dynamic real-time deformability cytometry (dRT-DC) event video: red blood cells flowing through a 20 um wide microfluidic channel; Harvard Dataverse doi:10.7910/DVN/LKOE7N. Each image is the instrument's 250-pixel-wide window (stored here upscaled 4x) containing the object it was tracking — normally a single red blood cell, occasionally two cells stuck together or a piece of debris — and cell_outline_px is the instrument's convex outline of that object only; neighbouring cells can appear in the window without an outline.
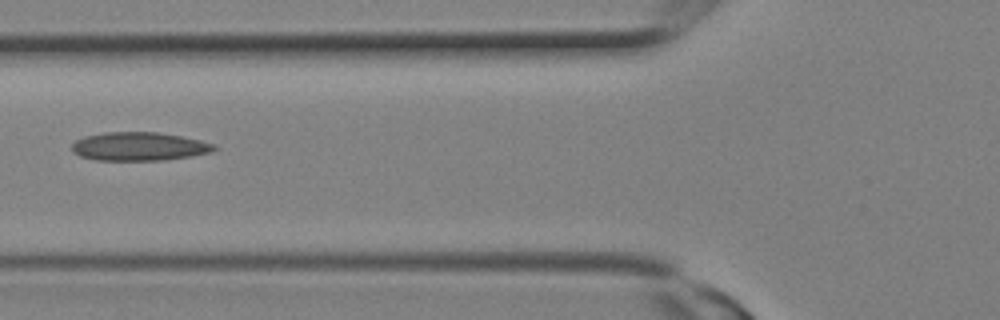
{"species": "Egyptian fruit bat (a non-hibernating species)", "species_latin": "Rousettus aegyptiacus", "temperature_condition": "room temperature", "stored_images_in_passage": 11, "camera_frame_rate_fps": 3000, "um_per_image_px": 0.085, "animal": {"sex": "female"}, "frame": {"image": 1, "passage_image": 10, "time_ms": 3.0, "image_size_px": [1000, 320], "cell_outline_px": [[216, 148], [212, 152], [192, 156], [164, 160], [96, 160], [80, 156], [72, 152], [72, 144], [76, 140], [84, 136], [104, 132], [156, 132], [180, 136], [200, 140], [216, 144]], "centroid_in_image_um": [11.82, 12.45], "position_along_channel_um": 114.0, "area_um2": 23.7}}